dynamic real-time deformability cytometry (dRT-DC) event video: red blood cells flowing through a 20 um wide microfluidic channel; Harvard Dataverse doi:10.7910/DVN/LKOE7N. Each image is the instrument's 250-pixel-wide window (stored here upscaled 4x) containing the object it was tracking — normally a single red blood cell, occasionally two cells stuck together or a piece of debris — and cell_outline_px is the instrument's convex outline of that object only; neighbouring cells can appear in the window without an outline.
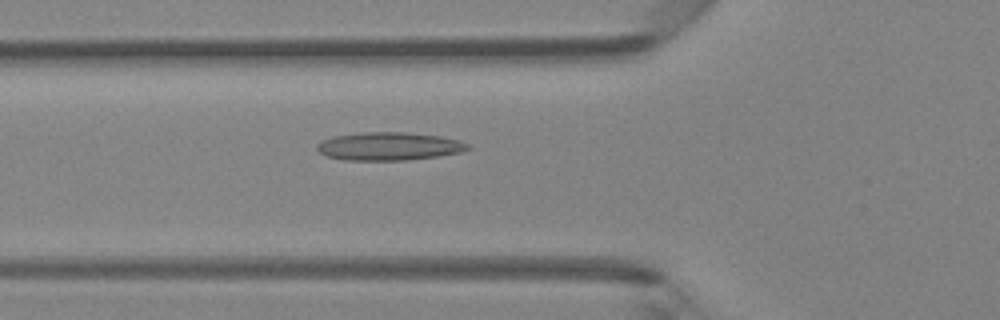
{"species": "Egyptian fruit bat (a non-hibernating species)", "species_latin": "Rousettus aegyptiacus", "temperature_condition": "room temperature", "stored_images_in_passage": 44, "camera_frame_rate_fps": 3000, "um_per_image_px": 0.085, "animal": {"sex": "female"}, "frame": {"image": 1, "passage_image": 14, "time_ms": 4.333, "image_size_px": [1000, 320], "cell_outline_px": [[472, 148], [460, 152], [440, 156], [408, 160], [344, 160], [328, 156], [320, 152], [316, 148], [316, 144], [332, 136], [364, 132], [404, 132], [440, 136], [460, 140], [468, 144]], "centroid_in_image_um": [33.09, 12.43], "position_along_channel_um": 92.7, "area_um2": 24.74}}
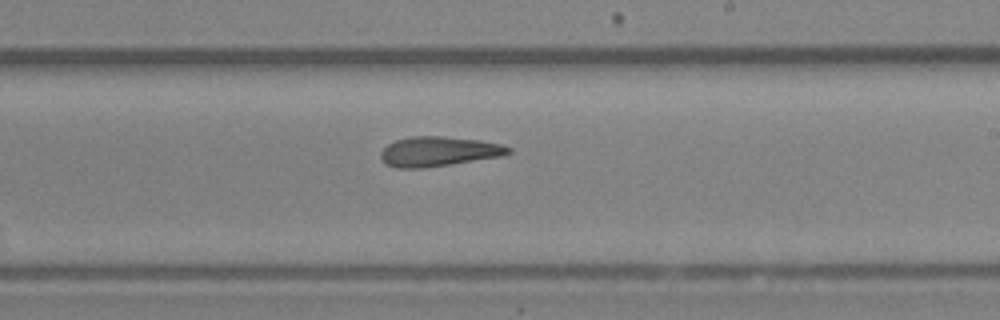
{"frame": {"image": 2, "passage_image": 25, "time_ms": 8.0, "image_size_px": [1000, 320], "cell_outline_px": [[512, 152], [504, 156], [424, 168], [396, 168], [388, 164], [380, 156], [380, 152], [388, 144], [396, 140], [412, 136], [440, 136], [480, 140], [500, 144], [512, 148]], "centroid_in_image_um": [37.32, 12.87], "position_along_channel_um": 251.7, "area_um2": 22.08}}
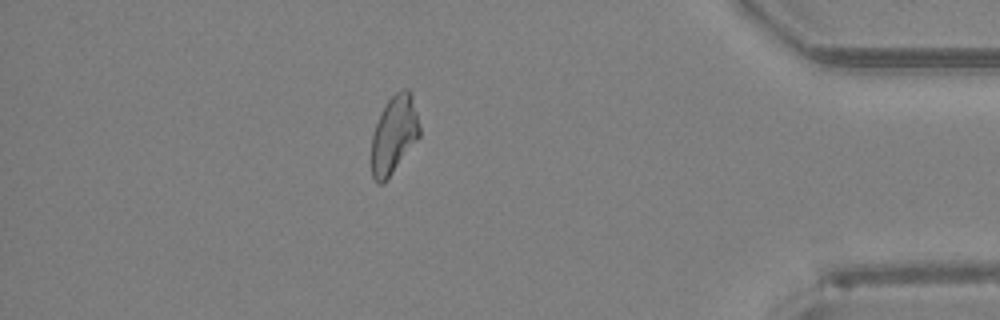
{"frame": {"image": 3, "passage_image": 38, "time_ms": 12.333, "image_size_px": [1000, 320], "cell_outline_px": [[420, 136], [384, 184], [376, 184], [372, 176], [372, 136], [376, 124], [384, 104], [396, 92], [404, 88], [408, 88], [412, 92], [420, 128]], "centroid_in_image_um": [33.5, 11.44], "position_along_channel_um": 401.7, "area_um2": 21.91}, "authors_computed_cell_mechanics": {"area_um2": 22.5709, "velocity_mm_per_s": 4.3498, "shape_relaxation_time_tau1_ms": null, "shape_relaxation_time_tau2_ms": 1.5858, "deformation_change_tau1": null, "deformation_change_tau2": 0.1049}}